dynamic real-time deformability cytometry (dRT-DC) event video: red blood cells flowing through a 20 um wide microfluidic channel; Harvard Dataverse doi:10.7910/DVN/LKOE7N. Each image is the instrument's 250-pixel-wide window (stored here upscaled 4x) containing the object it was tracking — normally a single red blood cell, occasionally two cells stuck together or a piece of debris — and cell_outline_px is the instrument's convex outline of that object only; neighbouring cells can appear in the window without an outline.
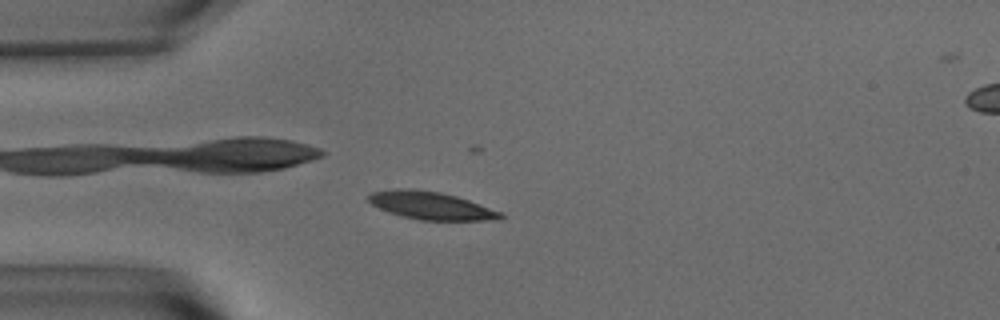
{"species": "common noctule bat (a hibernating species)", "species_latin": "Nyctalus noctula", "temperature_condition": "warm", "stored_images_in_passage": 33, "camera_frame_rate_fps": 3000, "um_per_image_px": 0.085, "animal": {"sex": "male", "body_mass_g": 15.6}, "frame": {"image": 1, "passage_image": 1, "time_ms": 0.0, "image_size_px": [1000, 320], "cell_outline_px": [[504, 216], [500, 220], [420, 220], [388, 212], [372, 204], [368, 200], [368, 196], [372, 192], [396, 188], [412, 188], [440, 192], [456, 196], [468, 200], [500, 212]], "centroid_in_image_um": [36.61, 17.47], "position_along_channel_um": 48.4, "area_um2": 21.15}}
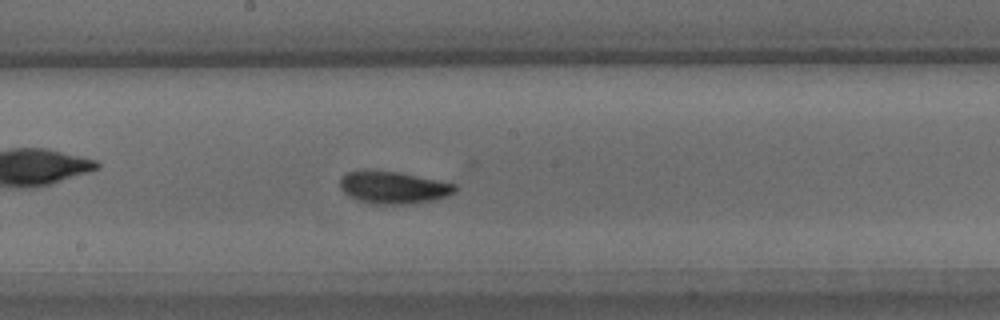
{"frame": {"image": 2, "passage_image": 16, "time_ms": 5.0, "image_size_px": [1000, 320], "cell_outline_px": [[456, 188], [448, 196], [432, 200], [412, 204], [372, 204], [360, 200], [344, 192], [340, 188], [340, 176], [348, 172], [360, 168], [364, 168], [400, 172], [456, 184]], "centroid_in_image_um": [33.38, 15.9], "position_along_channel_um": 214.8, "area_um2": 21.91}}
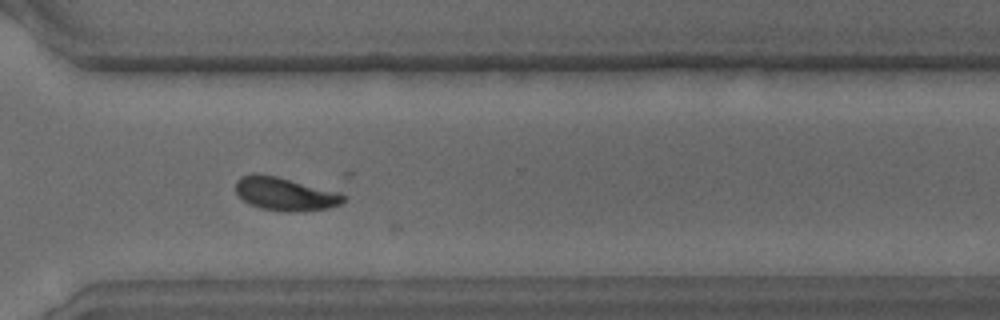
{"frame": {"image": 3, "passage_image": 27, "time_ms": 8.667, "image_size_px": [1000, 320], "cell_outline_px": [[348, 196], [340, 204], [328, 208], [292, 212], [284, 212], [260, 208], [248, 204], [236, 192], [236, 180], [240, 176], [252, 172], [256, 172], [340, 188]], "centroid_in_image_um": [24.36, 16.44], "position_along_channel_um": 346.2, "area_um2": 22.2}, "authors_computed_cell_mechanics": {"area_um2": 21.097, "velocity_mm_per_s": 3.5924, "shape_relaxation_time_tau1_ms": 2.3543, "shape_relaxation_time_tau2_ms": 1.7557, "deformation_change_tau1": 0.1354, "deformation_change_tau2": 0.0738}}